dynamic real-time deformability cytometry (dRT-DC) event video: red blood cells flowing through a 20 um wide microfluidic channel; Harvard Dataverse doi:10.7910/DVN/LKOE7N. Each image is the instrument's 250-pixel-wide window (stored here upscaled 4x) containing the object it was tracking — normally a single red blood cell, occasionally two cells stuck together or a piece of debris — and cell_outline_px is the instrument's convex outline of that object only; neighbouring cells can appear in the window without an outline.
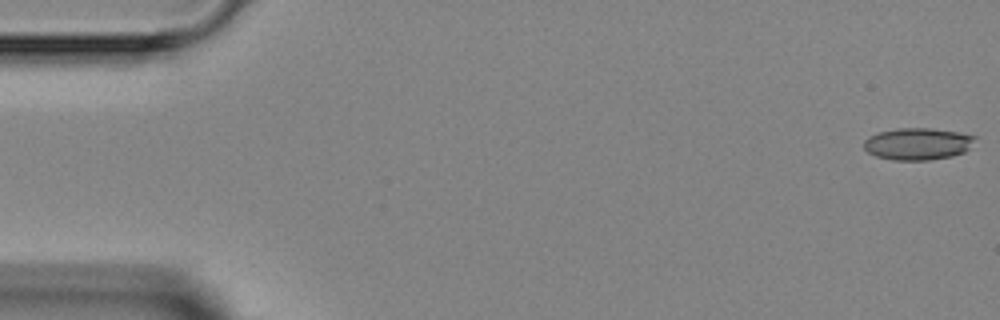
{"species": "Egyptian fruit bat (a non-hibernating species)", "species_latin": "Rousettus aegyptiacus", "temperature_condition": "room temperature", "stored_images_in_passage": 4, "segment_of_instrument_passage": [1, 2], "camera_frame_rate_fps": 3000, "um_per_image_px": 0.085, "animal": {"sex": "female"}, "frame": {"image": 1, "passage_image": 1, "time_ms": 0.0, "image_size_px": [1000, 320], "cell_outline_px": [[976, 136], [968, 148], [964, 152], [952, 156], [928, 160], [892, 160], [876, 156], [868, 152], [864, 148], [864, 140], [868, 136], [880, 132], [900, 128], [928, 128], [956, 132]], "centroid_in_image_um": [77.96, 12.23], "position_along_channel_um": 7.0, "area_um2": 20.46}}